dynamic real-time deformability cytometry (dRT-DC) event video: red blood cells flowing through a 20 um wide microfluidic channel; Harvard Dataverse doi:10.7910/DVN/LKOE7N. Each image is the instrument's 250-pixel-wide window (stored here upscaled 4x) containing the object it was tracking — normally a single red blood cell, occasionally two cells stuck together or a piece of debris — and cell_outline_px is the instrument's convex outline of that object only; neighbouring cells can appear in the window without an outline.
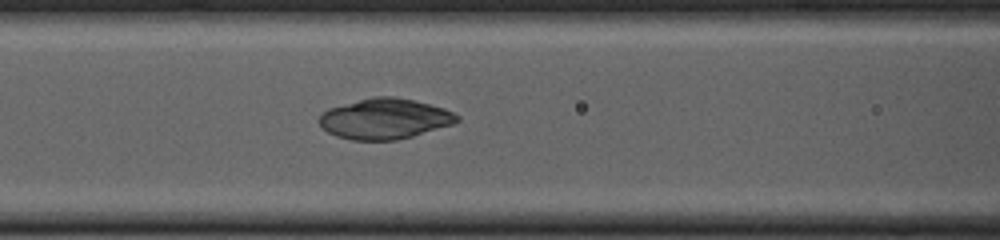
{"species": "common noctule bat (a hibernating species)", "species_latin": "Nyctalus noctula", "temperature_condition": "cold", "stored_images_in_passage": 54, "camera_frame_rate_fps": 3000, "um_per_image_px": 0.085, "animal": {"sex": "female", "body_mass_g": 23.0, "forearm_length_mm": 53.4}, "frame": {"image": 1, "passage_image": 22, "time_ms": 7.0, "image_size_px": [1000, 240], "cell_outline_px": [[460, 120], [452, 124], [412, 136], [396, 140], [352, 140], [336, 136], [328, 132], [316, 120], [320, 112], [328, 108], [372, 96], [396, 96], [444, 108], [460, 116]], "centroid_in_image_um": [32.65, 10.09], "position_along_channel_um": 133.9, "area_um2": 32.6}}
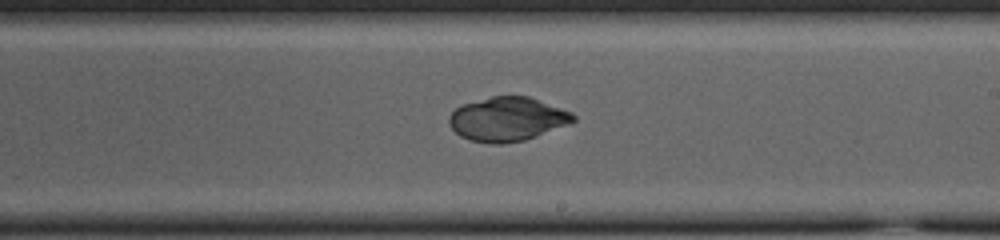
{"frame": {"image": 2, "passage_image": 31, "time_ms": 10.0, "image_size_px": [1000, 240], "cell_outline_px": [[576, 120], [568, 124], [524, 140], [504, 144], [492, 144], [472, 140], [460, 136], [448, 124], [448, 116], [456, 108], [464, 104], [492, 96], [528, 96], [572, 112], [576, 116]], "centroid_in_image_um": [43.11, 10.13], "position_along_channel_um": 245.9, "area_um2": 31.62}}
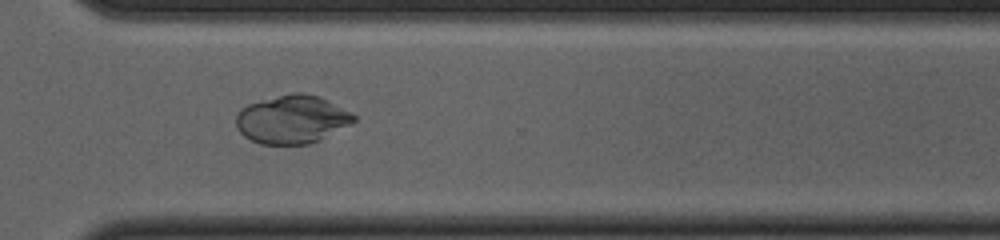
{"frame": {"image": 3, "passage_image": 39, "time_ms": 12.667, "image_size_px": [1000, 240], "cell_outline_px": [[356, 120], [352, 124], [320, 140], [308, 144], [260, 144], [244, 136], [236, 128], [236, 116], [240, 108], [248, 104], [292, 92], [304, 92], [320, 96], [352, 112], [356, 116]], "centroid_in_image_um": [24.85, 10.14], "position_along_channel_um": 345.8, "area_um2": 33.41}}